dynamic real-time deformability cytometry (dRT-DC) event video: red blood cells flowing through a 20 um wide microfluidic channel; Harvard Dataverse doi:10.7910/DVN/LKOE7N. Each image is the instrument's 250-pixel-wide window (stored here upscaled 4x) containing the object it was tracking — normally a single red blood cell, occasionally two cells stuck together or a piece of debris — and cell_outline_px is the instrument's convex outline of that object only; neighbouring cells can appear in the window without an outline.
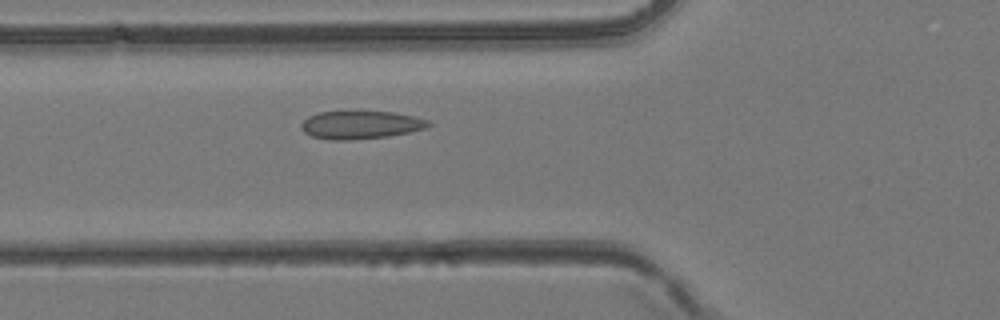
{"species": "common noctule bat (a hibernating species)", "species_latin": "Nyctalus noctula", "temperature_condition": "room temperature", "stored_images_in_passage": 35, "camera_frame_rate_fps": 3000, "um_per_image_px": 0.085, "animal": {"sex": "female", "body_mass_g": 24.6, "forearm_length_mm": 56.2}, "frame": {"image": 1, "passage_image": 7, "time_ms": 2.0, "image_size_px": [1000, 320], "cell_outline_px": [[432, 124], [428, 128], [388, 136], [348, 140], [328, 140], [312, 136], [304, 132], [300, 128], [300, 124], [308, 116], [320, 112], [396, 112], [416, 116], [428, 120]], "centroid_in_image_um": [30.67, 10.62], "position_along_channel_um": 95.1, "area_um2": 20.81}}
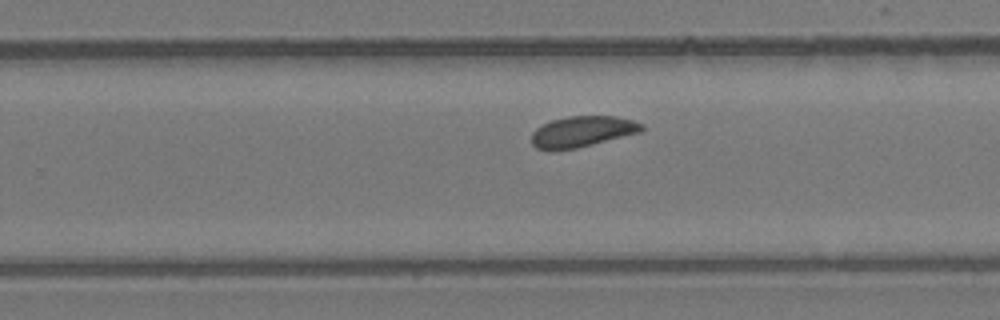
{"frame": {"image": 2, "passage_image": 19, "time_ms": 6.0, "image_size_px": [1000, 320], "cell_outline_px": [[644, 132], [576, 148], [536, 148], [532, 144], [532, 132], [536, 128], [552, 120], [568, 116], [616, 116], [632, 120], [644, 124]], "centroid_in_image_um": [49.58, 11.16], "position_along_channel_um": 280.2, "area_um2": 19.59}}
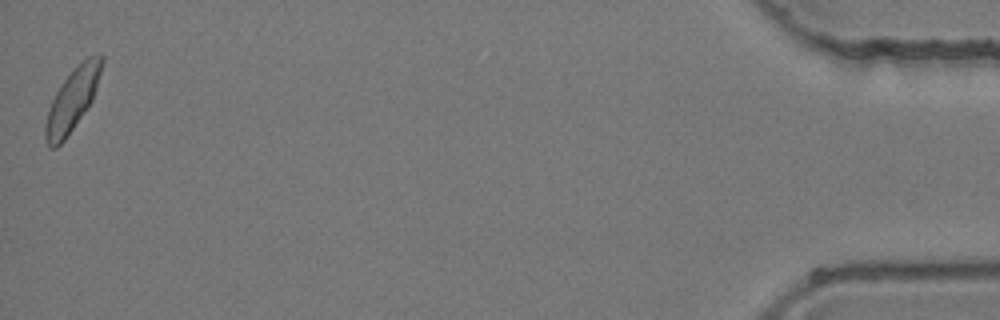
{"frame": {"image": 3, "passage_image": 35, "time_ms": 11.333, "image_size_px": [1000, 320], "cell_outline_px": [[104, 60], [96, 88], [92, 100], [64, 140], [56, 148], [52, 148], [48, 144], [44, 136], [44, 124], [48, 108], [60, 84], [88, 56], [100, 52], [104, 56]], "centroid_in_image_um": [6.14, 8.47], "position_along_channel_um": 429.1, "area_um2": 20.06}}